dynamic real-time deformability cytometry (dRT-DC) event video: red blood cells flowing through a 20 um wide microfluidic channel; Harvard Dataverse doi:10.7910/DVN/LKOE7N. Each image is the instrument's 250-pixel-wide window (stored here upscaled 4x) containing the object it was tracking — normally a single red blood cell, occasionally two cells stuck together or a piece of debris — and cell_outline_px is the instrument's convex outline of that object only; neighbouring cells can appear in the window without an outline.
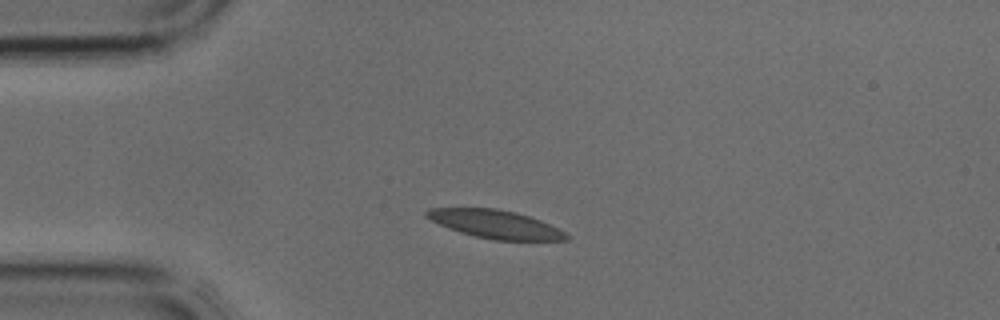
{"species": "common noctule bat (a hibernating species)", "species_latin": "Nyctalus noctula", "temperature_condition": "cold", "stored_images_in_passage": 3, "camera_frame_rate_fps": 3000, "um_per_image_px": 0.085, "animal": {"sex": "male", "body_mass_g": 17.9, "forearm_length_mm": 54.2}, "frame": {"image": 1, "passage_image": 1, "time_ms": 0.0, "image_size_px": [1000, 320], "cell_outline_px": [[568, 240], [492, 240], [460, 232], [448, 228], [424, 216], [424, 212], [428, 208], [496, 208], [516, 212], [540, 220], [564, 232], [568, 236]], "centroid_in_image_um": [42.06, 19.05], "position_along_channel_um": 42.9, "area_um2": 22.77}}